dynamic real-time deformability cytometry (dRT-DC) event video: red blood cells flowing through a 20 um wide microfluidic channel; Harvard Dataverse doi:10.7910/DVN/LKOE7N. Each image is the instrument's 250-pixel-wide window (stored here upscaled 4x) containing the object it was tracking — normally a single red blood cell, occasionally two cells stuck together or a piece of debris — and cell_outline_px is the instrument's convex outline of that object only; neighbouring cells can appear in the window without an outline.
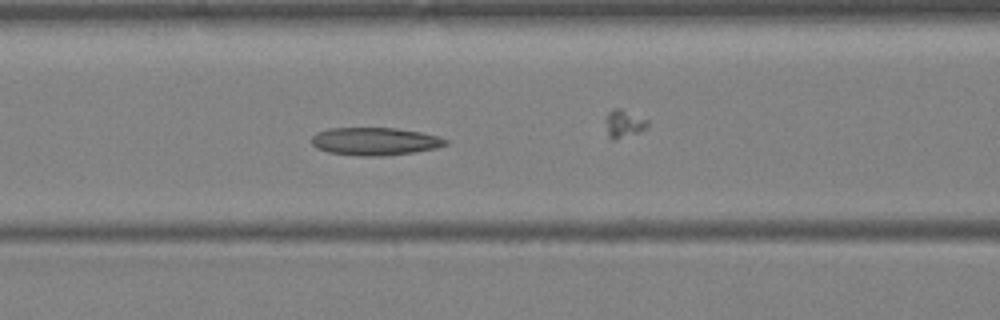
{"species": "Egyptian fruit bat (a non-hibernating species)", "species_latin": "Rousettus aegyptiacus", "temperature_condition": "warm", "stored_images_in_passage": 27, "camera_frame_rate_fps": 3000, "um_per_image_px": 0.085, "animal": {"sex": "female"}, "frame": {"image": 1, "passage_image": 8, "time_ms": 2.333, "image_size_px": [1000, 320], "cell_outline_px": [[448, 144], [436, 148], [416, 152], [384, 156], [360, 156], [328, 152], [316, 148], [312, 144], [312, 136], [316, 132], [328, 128], [396, 128], [420, 132], [440, 136], [448, 140]], "centroid_in_image_um": [31.88, 12.02], "position_along_channel_um": 134.7, "area_um2": 21.91}}
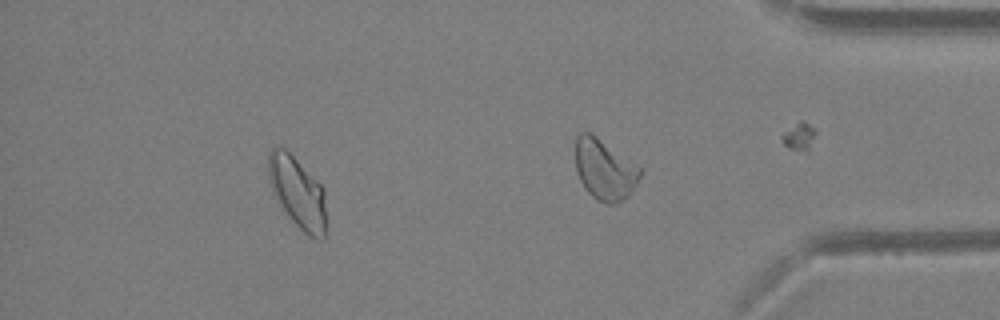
{"frame": {"image": 2, "passage_image": 23, "time_ms": 7.333, "image_size_px": [1000, 320], "cell_outline_px": [[324, 240], [320, 240], [308, 236], [288, 216], [272, 192], [268, 180], [268, 152], [272, 148], [284, 148], [324, 188]], "centroid_in_image_um": [25.25, 16.36], "position_along_channel_um": 409.9, "area_um2": 23.47}}